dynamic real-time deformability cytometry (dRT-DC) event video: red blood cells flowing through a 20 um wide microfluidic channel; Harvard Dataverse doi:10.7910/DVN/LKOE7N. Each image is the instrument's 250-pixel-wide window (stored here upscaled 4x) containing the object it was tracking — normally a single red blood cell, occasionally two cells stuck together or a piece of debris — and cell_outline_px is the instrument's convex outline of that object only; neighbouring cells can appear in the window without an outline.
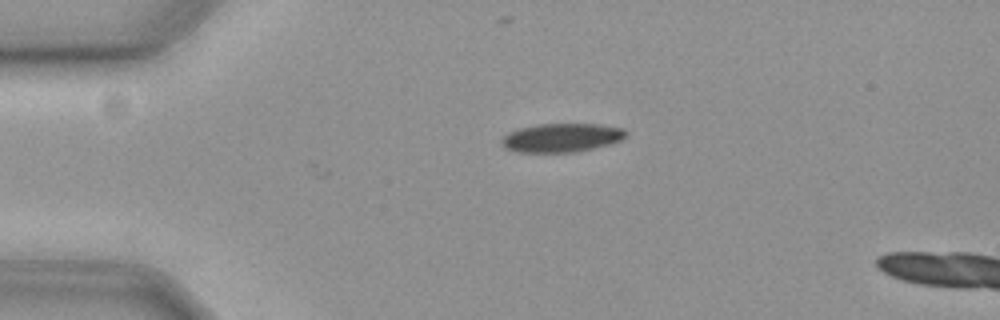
{"species": "common noctule bat (a hibernating species)", "species_latin": "Nyctalus noctula", "temperature_condition": "cold", "stored_images_in_passage": 33, "camera_frame_rate_fps": 3000, "um_per_image_px": 0.085, "animal": {"sex": "female", "body_mass_g": 19.3, "forearm_length_mm": 54.1}, "frame": {"image": 1, "passage_image": 1, "time_ms": 0.0, "image_size_px": [1000, 320], "cell_outline_px": [[628, 132], [620, 140], [608, 144], [592, 148], [572, 152], [516, 152], [504, 148], [500, 140], [508, 132], [520, 128], [540, 124], [600, 124], [624, 128]], "centroid_in_image_um": [47.71, 11.7], "position_along_channel_um": 37.3, "area_um2": 20.69}}
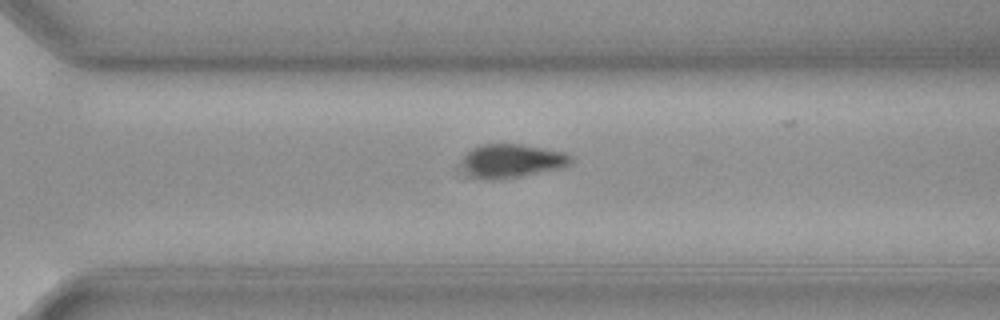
{"frame": {"image": 2, "passage_image": 28, "time_ms": 9.0, "image_size_px": [1000, 320], "cell_outline_px": [[572, 164], [560, 168], [500, 180], [484, 180], [464, 176], [452, 168], [472, 148], [480, 144], [520, 144], [564, 152], [572, 156]], "centroid_in_image_um": [43.3, 13.71], "position_along_channel_um": 327.3, "area_um2": 22.43}}